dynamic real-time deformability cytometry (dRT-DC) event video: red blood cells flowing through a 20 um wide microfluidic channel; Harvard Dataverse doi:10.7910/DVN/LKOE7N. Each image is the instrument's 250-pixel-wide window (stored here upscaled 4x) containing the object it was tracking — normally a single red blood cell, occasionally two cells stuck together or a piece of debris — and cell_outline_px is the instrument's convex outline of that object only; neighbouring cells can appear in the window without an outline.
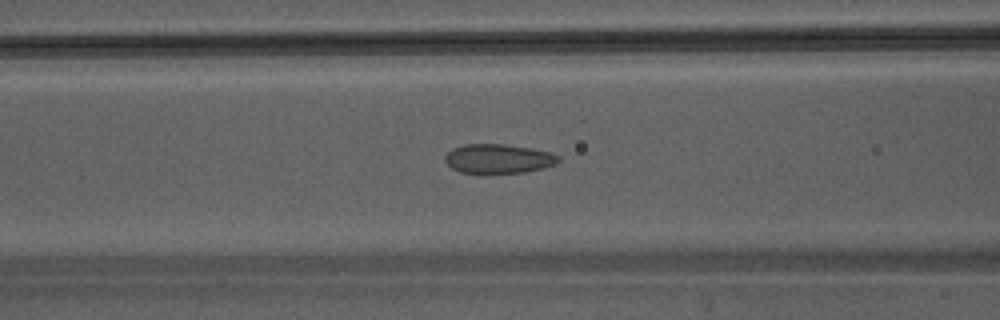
{"species": "Egyptian fruit bat (a non-hibernating species)", "species_latin": "Rousettus aegyptiacus", "temperature_condition": "warm", "stored_images_in_passage": 37, "camera_frame_rate_fps": 3000, "um_per_image_px": 0.085, "animal": {"sex": "male"}, "frame": {"image": 1, "passage_image": 11, "time_ms": 3.333, "image_size_px": [1000, 320], "cell_outline_px": [[560, 160], [556, 164], [544, 168], [524, 172], [460, 172], [452, 168], [444, 160], [444, 156], [452, 148], [464, 144], [504, 144], [532, 148], [552, 152], [560, 156]], "centroid_in_image_um": [42.39, 13.47], "position_along_channel_um": 124.2, "area_um2": 19.31}}
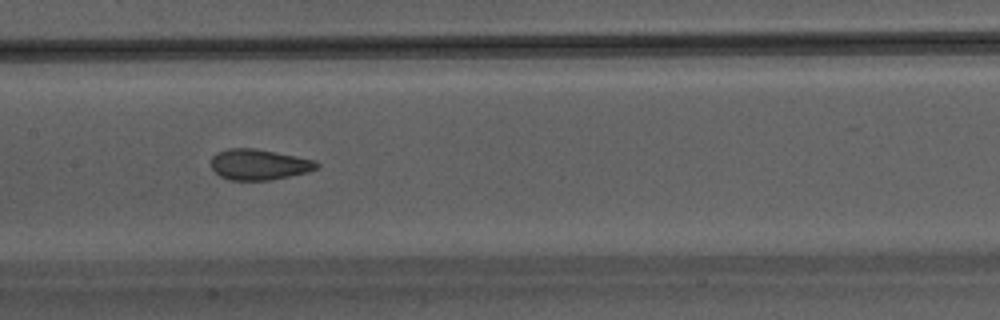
{"frame": {"image": 2, "passage_image": 15, "time_ms": 4.667, "image_size_px": [1000, 320], "cell_outline_px": [[320, 164], [316, 168], [308, 172], [272, 180], [228, 180], [220, 176], [212, 168], [212, 156], [216, 152], [228, 148], [252, 148], [296, 156], [316, 160]], "centroid_in_image_um": [22.01, 13.99], "position_along_channel_um": 185.4, "area_um2": 18.9}}
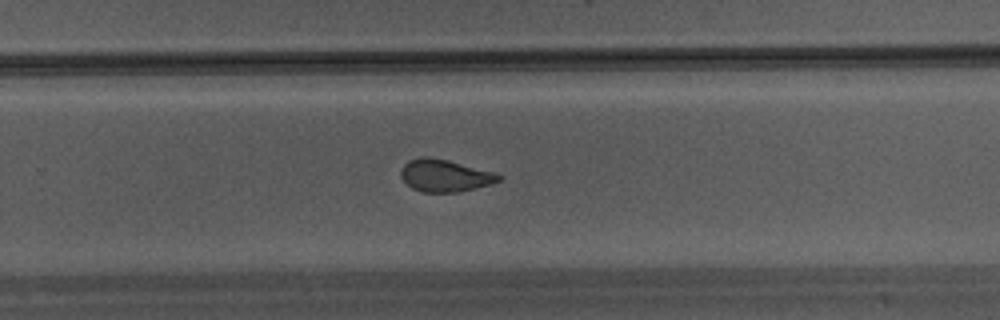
{"frame": {"image": 3, "passage_image": 22, "time_ms": 7.0, "image_size_px": [1000, 320], "cell_outline_px": [[504, 176], [500, 180], [492, 184], [456, 192], [420, 192], [412, 188], [400, 176], [400, 168], [408, 160], [420, 156], [428, 156], [448, 160], [496, 172]], "centroid_in_image_um": [37.81, 14.91], "position_along_channel_um": 292.0, "area_um2": 18.61}}